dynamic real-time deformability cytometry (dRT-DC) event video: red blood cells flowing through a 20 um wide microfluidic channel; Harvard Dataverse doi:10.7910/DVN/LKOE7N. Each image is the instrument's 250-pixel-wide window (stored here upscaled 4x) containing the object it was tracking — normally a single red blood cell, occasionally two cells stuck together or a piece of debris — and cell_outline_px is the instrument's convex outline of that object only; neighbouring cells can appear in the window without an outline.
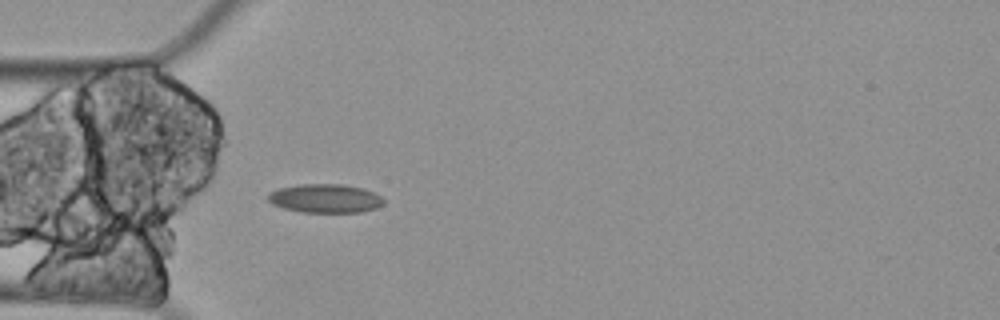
{"species": "Egyptian fruit bat (a non-hibernating species)", "species_latin": "Rousettus aegyptiacus", "temperature_condition": "cold", "stored_images_in_passage": 5, "camera_frame_rate_fps": 3000, "um_per_image_px": 0.085, "animal": {"sex": "female"}, "frame": {"image": 1, "passage_image": 5, "time_ms": 1.333, "image_size_px": [1000, 320], "cell_outline_px": [[384, 204], [376, 208], [360, 212], [300, 212], [284, 208], [272, 204], [268, 200], [268, 192], [280, 188], [300, 184], [340, 184], [364, 188], [380, 196], [384, 200]], "centroid_in_image_um": [27.63, 16.86], "position_along_channel_um": 57.4, "area_um2": 19.36}}